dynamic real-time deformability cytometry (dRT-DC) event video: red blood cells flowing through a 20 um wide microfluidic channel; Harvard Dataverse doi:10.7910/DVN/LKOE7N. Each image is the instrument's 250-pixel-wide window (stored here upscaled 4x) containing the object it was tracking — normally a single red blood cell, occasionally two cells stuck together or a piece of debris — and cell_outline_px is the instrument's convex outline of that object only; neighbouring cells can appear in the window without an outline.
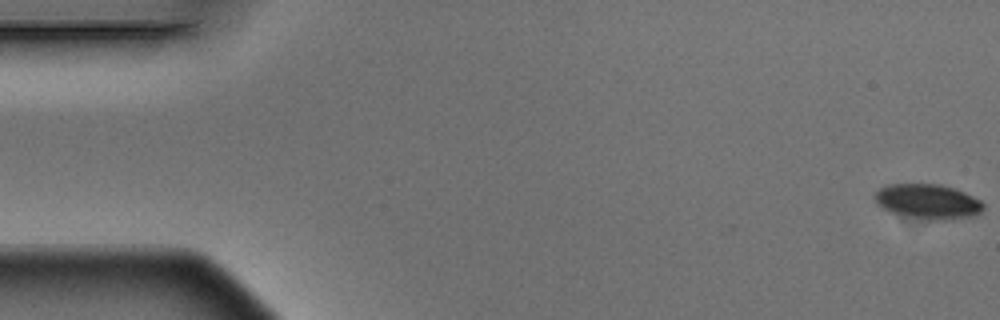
{"species": "Egyptian fruit bat (a non-hibernating species)", "species_latin": "Rousettus aegyptiacus", "temperature_condition": "warm", "stored_images_in_passage": 5, "camera_frame_rate_fps": 3000, "um_per_image_px": 0.085, "animal": {"sex": "male"}, "frame": {"image": 1, "passage_image": 1, "time_ms": 0.0, "image_size_px": [1000, 320], "cell_outline_px": [[984, 208], [976, 216], [944, 220], [932, 220], [892, 212], [884, 208], [872, 196], [880, 188], [888, 184], [940, 184], [956, 188], [980, 200], [984, 204]], "centroid_in_image_um": [78.92, 17.11], "position_along_channel_um": 6.1, "area_um2": 21.85}}
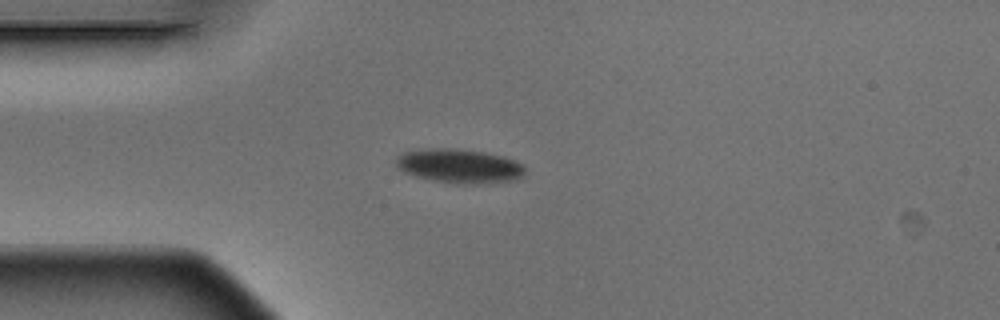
{"frame": {"image": 2, "passage_image": 5, "time_ms": 1.333, "image_size_px": [1000, 320], "cell_outline_px": [[524, 176], [516, 180], [488, 184], [456, 184], [432, 180], [416, 176], [404, 172], [396, 168], [396, 156], [404, 152], [428, 148], [452, 148], [484, 152], [500, 156], [524, 164]], "centroid_in_image_um": [39.04, 14.13], "position_along_channel_um": 46.0, "area_um2": 25.89}}